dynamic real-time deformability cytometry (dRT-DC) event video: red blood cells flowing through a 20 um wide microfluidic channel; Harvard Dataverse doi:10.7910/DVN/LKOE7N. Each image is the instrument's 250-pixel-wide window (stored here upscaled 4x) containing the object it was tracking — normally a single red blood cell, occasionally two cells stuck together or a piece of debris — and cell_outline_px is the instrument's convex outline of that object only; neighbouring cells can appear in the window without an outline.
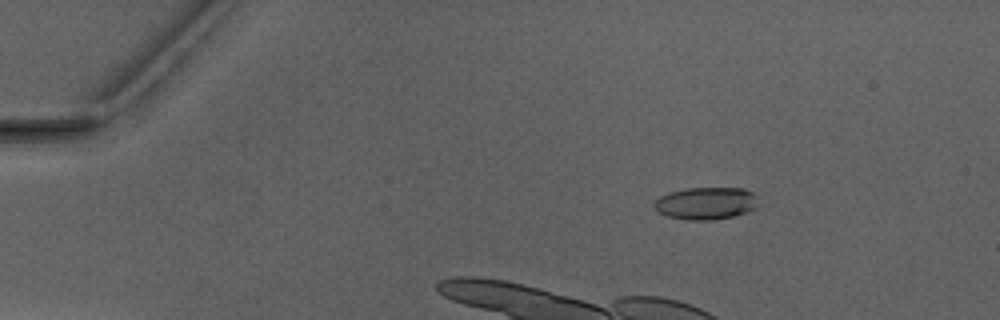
{"species": "Egyptian fruit bat (a non-hibernating species)", "species_latin": "Rousettus aegyptiacus", "temperature_condition": "warm", "stored_images_in_passage": 5, "camera_frame_rate_fps": 3000, "um_per_image_px": 0.085, "animal": {"sex": "male"}, "frame": {"image": 1, "passage_image": 3, "time_ms": 2.333, "image_size_px": [1000, 320], "cell_outline_px": [[756, 208], [732, 216], [712, 220], [688, 220], [668, 216], [656, 212], [652, 204], [660, 196], [668, 192], [688, 188], [744, 188], [752, 192], [756, 196]], "centroid_in_image_um": [59.95, 17.27], "position_along_channel_um": 25.0, "area_um2": 19.59}}